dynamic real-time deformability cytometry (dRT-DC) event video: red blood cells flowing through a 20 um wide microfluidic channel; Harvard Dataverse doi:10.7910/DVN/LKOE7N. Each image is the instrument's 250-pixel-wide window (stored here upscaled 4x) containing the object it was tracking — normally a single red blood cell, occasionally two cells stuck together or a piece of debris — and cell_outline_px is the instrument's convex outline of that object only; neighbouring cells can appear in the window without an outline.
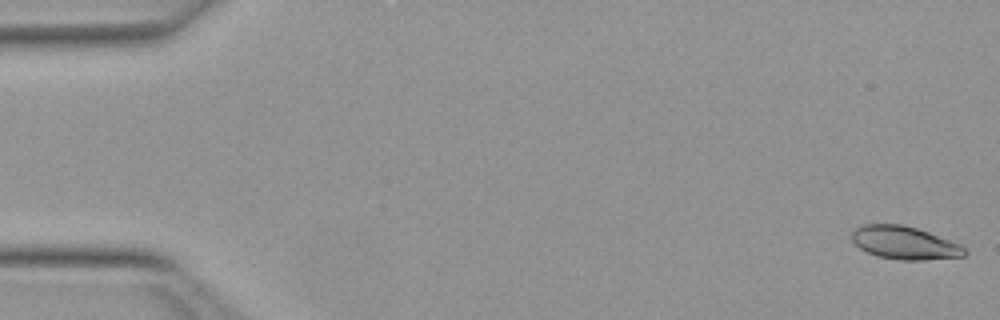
{"species": "Egyptian fruit bat (a non-hibernating species)", "species_latin": "Rousettus aegyptiacus", "temperature_condition": "warm", "stored_images_in_passage": 16, "camera_frame_rate_fps": 3000, "um_per_image_px": 0.085, "animal": {"sex": "female"}, "frame": {"image": 1, "passage_image": 1, "time_ms": 0.0, "image_size_px": [1000, 320], "cell_outline_px": [[968, 252], [964, 256], [924, 260], [900, 260], [876, 256], [860, 248], [852, 240], [852, 232], [856, 228], [864, 224], [900, 224], [916, 228], [928, 232], [960, 244]], "centroid_in_image_um": [76.89, 20.64], "position_along_channel_um": 8.1, "area_um2": 21.56}}
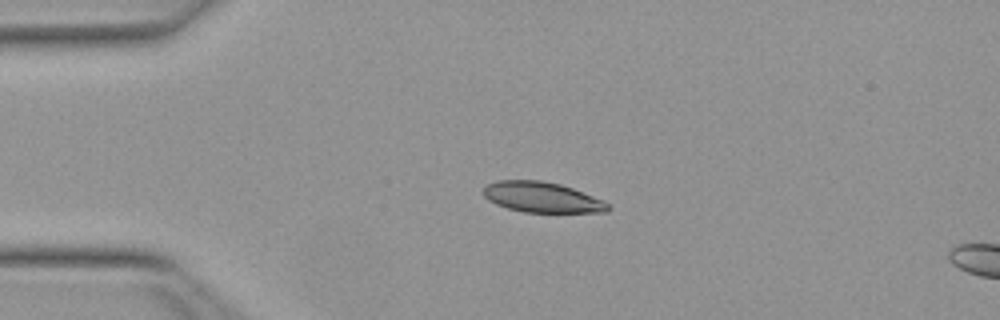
{"frame": {"image": 2, "passage_image": 12, "time_ms": 3.667, "image_size_px": [1000, 320], "cell_outline_px": [[612, 208], [608, 212], [524, 212], [508, 208], [496, 204], [488, 200], [484, 196], [484, 188], [488, 184], [500, 180], [540, 180], [560, 184], [572, 188], [604, 200]], "centroid_in_image_um": [46.1, 16.77], "position_along_channel_um": 38.9, "area_um2": 22.02}}